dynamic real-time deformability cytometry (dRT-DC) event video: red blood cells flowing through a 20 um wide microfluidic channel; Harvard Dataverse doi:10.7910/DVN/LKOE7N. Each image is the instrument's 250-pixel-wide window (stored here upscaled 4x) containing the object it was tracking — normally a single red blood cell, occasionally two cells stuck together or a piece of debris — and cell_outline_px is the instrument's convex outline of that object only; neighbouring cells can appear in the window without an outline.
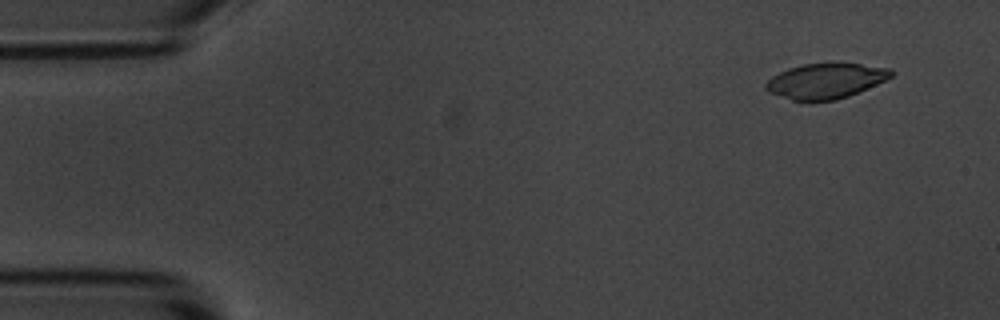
{"species": "common noctule bat (a hibernating species)", "species_latin": "Nyctalus noctula", "temperature_condition": "room temperature", "stored_images_in_passage": 52, "camera_frame_rate_fps": 3000, "um_per_image_px": 0.085, "animal": {"sex": "male", "body_mass_g": 20.1, "forearm_length_mm": 53.5}, "frame": {"image": 1, "passage_image": 2, "time_ms": 0.333, "image_size_px": [1000, 320], "cell_outline_px": [[892, 76], [884, 80], [848, 96], [836, 100], [792, 100], [768, 92], [764, 88], [764, 84], [772, 76], [788, 68], [804, 64], [860, 64], [892, 68]], "centroid_in_image_um": [70.14, 6.88], "position_along_channel_um": 14.9, "area_um2": 25.2}}
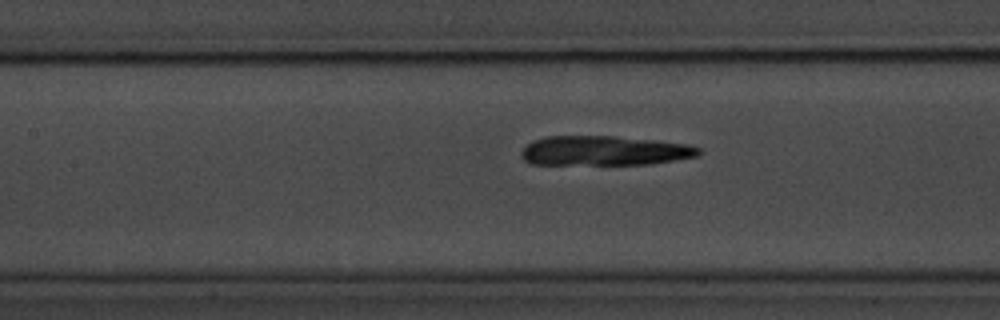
{"frame": {"image": 2, "passage_image": 22, "time_ms": 7.0, "image_size_px": [1000, 320], "cell_outline_px": [[704, 152], [696, 156], [676, 160], [648, 164], [532, 164], [524, 160], [520, 156], [520, 152], [532, 140], [544, 136], [612, 136], [652, 140], [688, 144], [700, 148]], "centroid_in_image_um": [51.35, 12.81], "position_along_channel_um": 156.0, "area_um2": 30.63}}
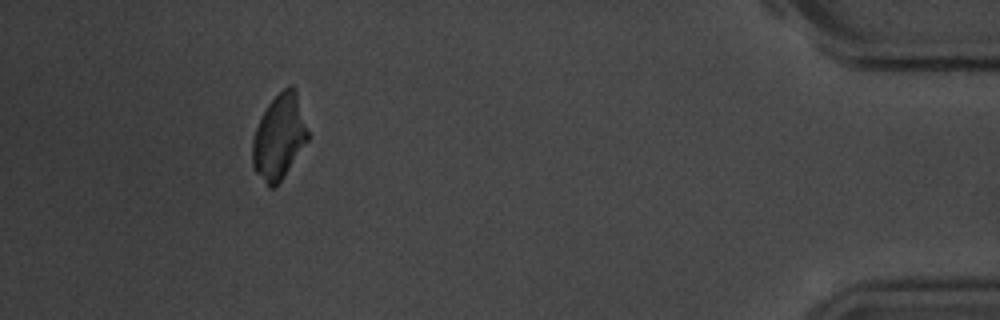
{"frame": {"image": 3, "passage_image": 48, "time_ms": 15.667, "image_size_px": [1000, 320], "cell_outline_px": [[308, 140], [280, 180], [272, 188], [268, 188], [252, 168], [252, 140], [256, 128], [268, 104], [288, 84], [292, 84], [296, 92], [308, 132]], "centroid_in_image_um": [23.7, 11.65], "position_along_channel_um": 411.5, "area_um2": 26.82}}